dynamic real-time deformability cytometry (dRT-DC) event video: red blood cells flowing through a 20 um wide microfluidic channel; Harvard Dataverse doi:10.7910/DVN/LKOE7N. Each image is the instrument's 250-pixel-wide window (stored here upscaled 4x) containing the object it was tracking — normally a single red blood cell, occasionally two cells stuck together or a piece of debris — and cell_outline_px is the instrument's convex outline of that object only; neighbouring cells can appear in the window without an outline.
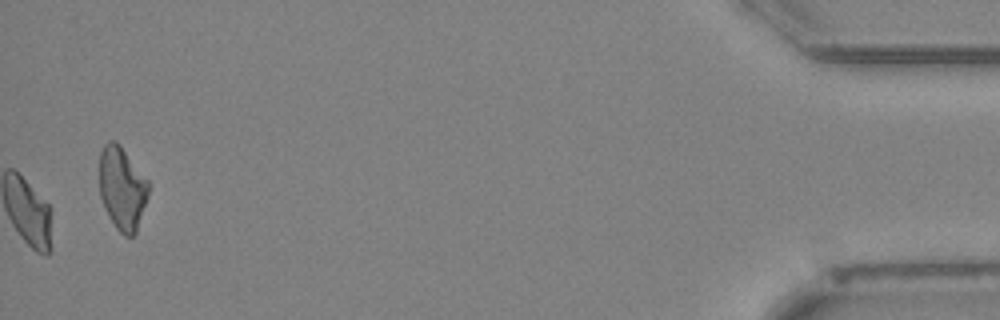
{"species": "Egyptian fruit bat (a non-hibernating species)", "species_latin": "Rousettus aegyptiacus", "temperature_condition": "cold", "stored_images_in_passage": 39, "camera_frame_rate_fps": 3000, "um_per_image_px": 0.085, "animal": {"sex": "female"}, "frame": {"image": 1, "passage_image": 39, "time_ms": 12.667, "image_size_px": [1000, 320], "cell_outline_px": [[148, 196], [136, 232], [132, 236], [124, 236], [116, 228], [100, 196], [100, 152], [104, 144], [108, 140], [116, 140], [120, 144], [148, 180]], "centroid_in_image_um": [10.39, 15.96], "position_along_channel_um": 424.8, "area_um2": 23.52}, "authors_computed_cell_mechanics": {"area_um2": 20.4034, "velocity_mm_per_s": 3.9367, "shape_relaxation_time_tau1_ms": null, "shape_relaxation_time_tau2_ms": 6.3103, "deformation_change_tau1": null, "deformation_change_tau2": 0.1319}}